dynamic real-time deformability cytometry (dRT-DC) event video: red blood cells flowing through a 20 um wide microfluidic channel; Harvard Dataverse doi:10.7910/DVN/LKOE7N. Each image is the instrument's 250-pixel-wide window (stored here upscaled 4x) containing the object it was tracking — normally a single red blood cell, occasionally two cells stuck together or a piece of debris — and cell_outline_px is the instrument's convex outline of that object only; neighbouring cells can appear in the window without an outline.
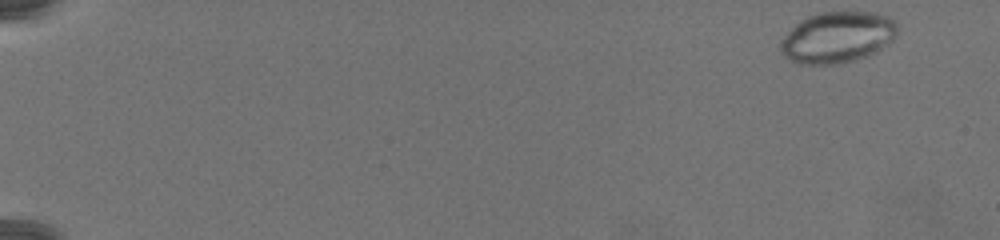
{"species": "common noctule bat (a hibernating species)", "species_latin": "Nyctalus noctula", "temperature_condition": "warm", "stored_images_in_passage": 75, "camera_frame_rate_fps": 3000, "um_per_image_px": 0.085, "animal": {"sex": "female", "body_mass_g": 19.5, "forearm_length_mm": 54.1}, "frame": {"image": 1, "passage_image": 1, "time_ms": 0.0, "image_size_px": [1000, 240], "cell_outline_px": [[896, 36], [888, 44], [876, 52], [868, 56], [856, 60], [836, 64], [800, 64], [788, 60], [780, 52], [780, 40], [800, 20], [808, 16], [820, 12], [876, 12], [888, 16], [896, 20]], "centroid_in_image_um": [71.18, 3.17], "position_along_channel_um": 13.8, "area_um2": 35.14}}
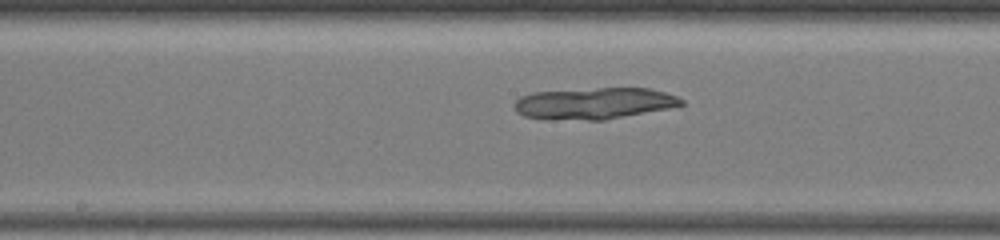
{"frame": {"image": 2, "passage_image": 41, "time_ms": 13.333, "image_size_px": [1000, 240], "cell_outline_px": [[684, 104], [668, 108], [604, 120], [588, 120], [524, 116], [516, 112], [512, 104], [520, 96], [532, 92], [600, 88], [652, 88], [676, 96], [684, 100]], "centroid_in_image_um": [50.51, 8.77], "position_along_channel_um": 197.7, "area_um2": 30.29}}
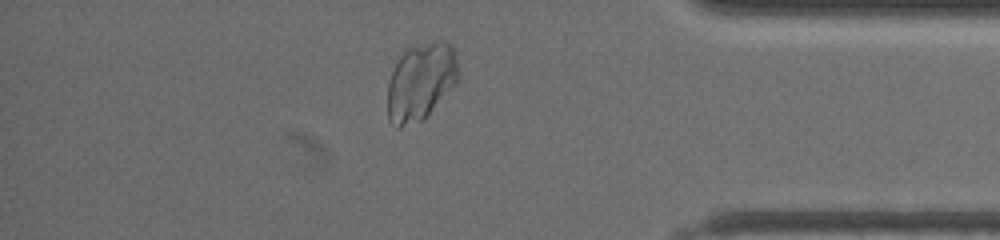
{"frame": {"image": 3, "passage_image": 65, "time_ms": 21.333, "image_size_px": [1000, 240], "cell_outline_px": [[460, 80], [424, 120], [400, 128], [396, 128], [388, 120], [388, 80], [400, 56], [408, 48], [440, 40], [444, 40], [452, 48], [456, 60], [460, 76]], "centroid_in_image_um": [35.77, 6.99], "position_along_channel_um": 399.4, "area_um2": 32.08}}